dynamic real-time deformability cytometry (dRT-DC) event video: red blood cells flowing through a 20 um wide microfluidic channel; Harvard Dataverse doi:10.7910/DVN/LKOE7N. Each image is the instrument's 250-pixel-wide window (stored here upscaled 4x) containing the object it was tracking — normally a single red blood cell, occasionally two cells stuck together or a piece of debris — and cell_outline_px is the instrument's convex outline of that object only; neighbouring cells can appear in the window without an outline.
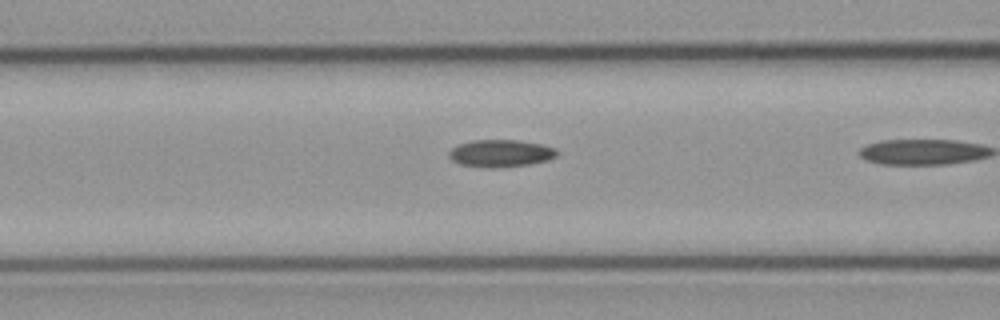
{"species": "common noctule bat (a hibernating species)", "species_latin": "Nyctalus noctula", "temperature_condition": "cold", "stored_images_in_passage": 9, "camera_frame_rate_fps": 3000, "um_per_image_px": 0.085, "animal": {"sex": "male", "body_mass_g": 23.1, "forearm_length_mm": 52.7}, "frame": {"image": 1, "passage_image": 8, "time_ms": 2.333, "image_size_px": [1000, 320], "cell_outline_px": [[556, 156], [548, 160], [528, 164], [496, 168], [488, 168], [460, 164], [452, 160], [448, 156], [448, 152], [456, 144], [472, 140], [516, 140], [540, 144], [556, 148]], "centroid_in_image_um": [42.5, 13.03], "position_along_channel_um": 124.1, "area_um2": 17.17}}